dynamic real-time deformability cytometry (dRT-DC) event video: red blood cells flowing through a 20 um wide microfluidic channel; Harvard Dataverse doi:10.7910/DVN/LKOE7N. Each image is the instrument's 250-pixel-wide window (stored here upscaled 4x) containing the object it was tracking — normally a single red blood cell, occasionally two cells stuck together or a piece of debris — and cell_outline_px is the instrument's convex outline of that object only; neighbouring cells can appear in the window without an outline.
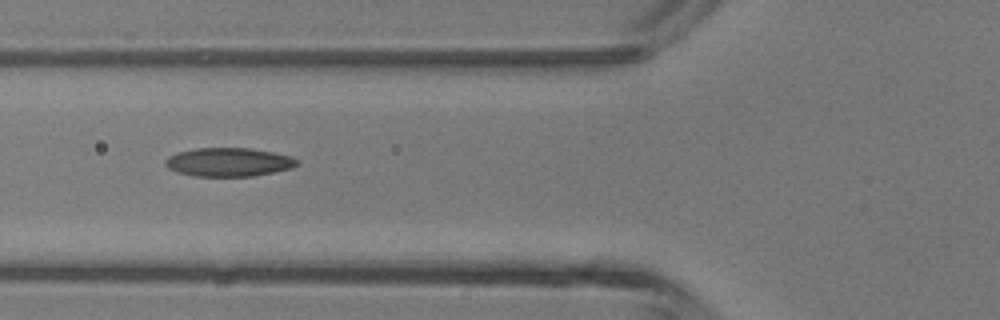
{"species": "common noctule bat (a hibernating species)", "species_latin": "Nyctalus noctula", "temperature_condition": "room temperature", "stored_images_in_passage": 4, "camera_frame_rate_fps": 3000, "um_per_image_px": 0.085, "animal": {"sex": "male", "body_mass_g": 13.3}, "frame": {"image": 1, "passage_image": 4, "time_ms": 1.0, "image_size_px": [1000, 320], "cell_outline_px": [[296, 164], [292, 168], [252, 176], [196, 176], [176, 172], [168, 168], [164, 164], [164, 160], [168, 156], [176, 152], [196, 148], [252, 148], [292, 156], [296, 160]], "centroid_in_image_um": [19.38, 13.77], "position_along_channel_um": 106.4, "area_um2": 21.96}}